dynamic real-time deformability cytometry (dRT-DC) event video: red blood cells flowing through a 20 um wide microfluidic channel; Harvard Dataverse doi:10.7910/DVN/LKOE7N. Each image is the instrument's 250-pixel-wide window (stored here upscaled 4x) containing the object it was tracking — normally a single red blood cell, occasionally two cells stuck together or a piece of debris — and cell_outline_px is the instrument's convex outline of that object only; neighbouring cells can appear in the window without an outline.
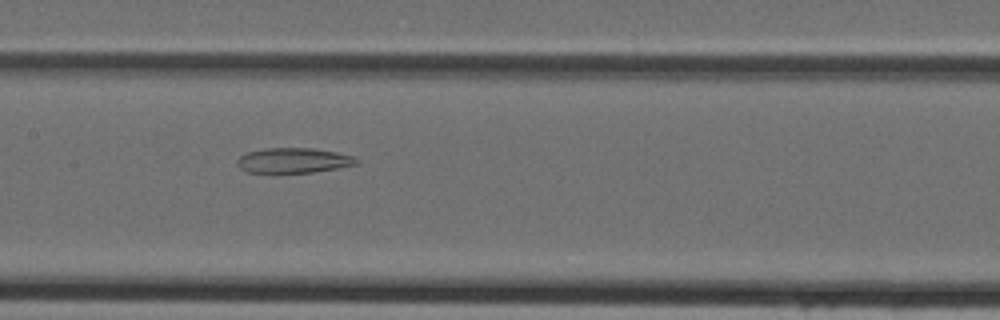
{"species": "Egyptian fruit bat (a non-hibernating species)", "species_latin": "Rousettus aegyptiacus", "temperature_condition": "cold", "stored_images_in_passage": 44, "camera_frame_rate_fps": 3000, "um_per_image_px": 0.085, "animal": {"sex": "female"}, "frame": {"image": 1, "passage_image": 21, "time_ms": 6.667, "image_size_px": [1000, 320], "cell_outline_px": [[360, 164], [340, 168], [312, 172], [276, 176], [248, 172], [240, 168], [236, 164], [236, 160], [240, 156], [248, 152], [264, 148], [316, 148], [336, 152], [352, 156], [360, 160]], "centroid_in_image_um": [24.92, 13.68], "position_along_channel_um": 182.5, "area_um2": 18.44}}
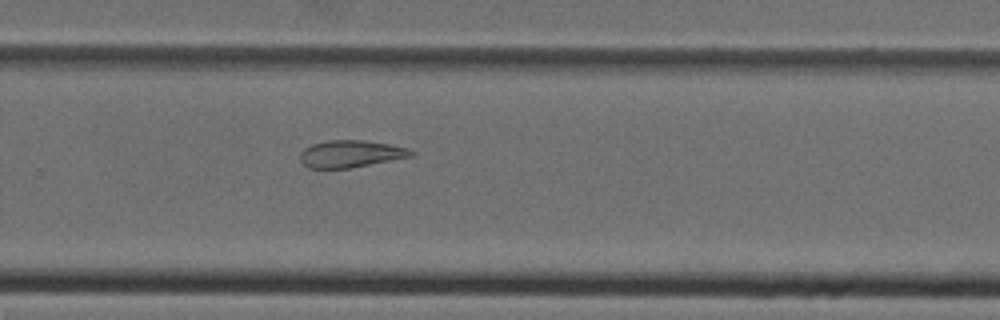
{"frame": {"image": 2, "passage_image": 29, "time_ms": 9.333, "image_size_px": [1000, 320], "cell_outline_px": [[416, 152], [412, 156], [348, 168], [308, 168], [300, 160], [300, 152], [304, 148], [312, 144], [324, 140], [364, 140], [388, 144], [408, 148]], "centroid_in_image_um": [29.78, 13.06], "position_along_channel_um": 300.0, "area_um2": 17.46}}
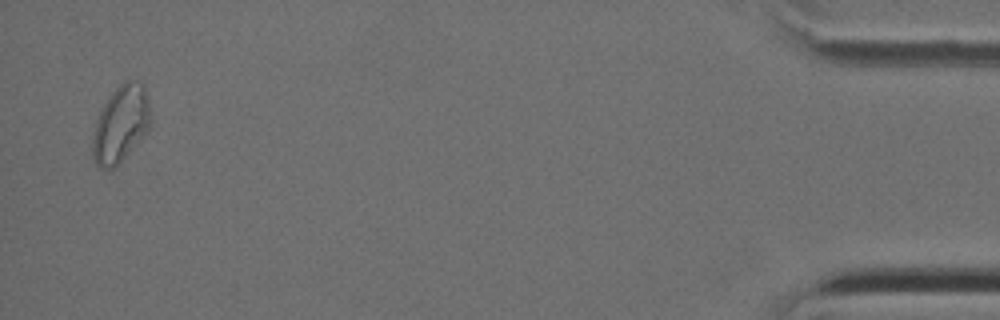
{"frame": {"image": 3, "passage_image": 43, "time_ms": 14.0, "image_size_px": [1000, 320], "cell_outline_px": [[152, 120], [148, 128], [120, 164], [112, 168], [100, 168], [96, 164], [92, 156], [92, 140], [96, 120], [104, 104], [112, 92], [124, 80], [140, 80], [144, 84], [152, 116]], "centroid_in_image_um": [10.27, 10.52], "position_along_channel_um": 424.9, "area_um2": 25.95}}